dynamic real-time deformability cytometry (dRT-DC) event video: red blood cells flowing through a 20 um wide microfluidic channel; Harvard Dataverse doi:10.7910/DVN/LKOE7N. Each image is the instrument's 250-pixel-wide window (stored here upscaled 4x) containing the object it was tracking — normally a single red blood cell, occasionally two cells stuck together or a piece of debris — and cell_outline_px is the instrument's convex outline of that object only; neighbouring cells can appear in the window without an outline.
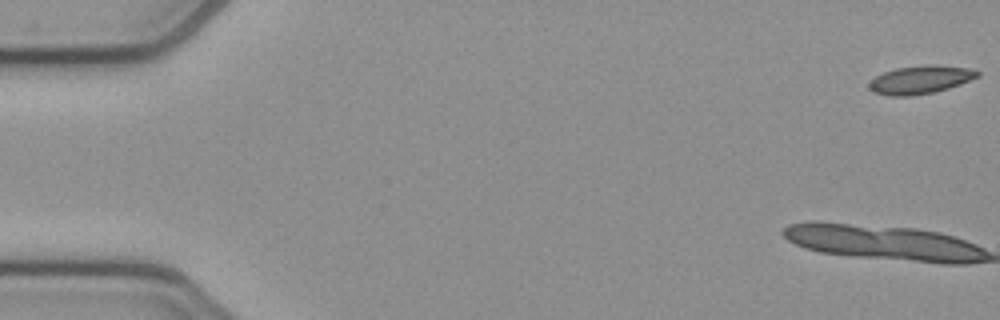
{"species": "common noctule bat (a hibernating species)", "species_latin": "Nyctalus noctula", "temperature_condition": "cold", "stored_images_in_passage": 12, "camera_frame_rate_fps": 3000, "um_per_image_px": 0.085, "animal": {"sex": "female", "body_mass_g": 21.9}, "frame": {"image": 1, "passage_image": 1, "time_ms": 0.0, "image_size_px": [1000, 320], "cell_outline_px": [[980, 76], [960, 84], [936, 92], [908, 96], [888, 96], [876, 92], [868, 88], [868, 84], [876, 76], [884, 72], [896, 68], [932, 64], [936, 64], [968, 68], [980, 72]], "centroid_in_image_um": [78.25, 6.77], "position_along_channel_um": 6.8, "area_um2": 17.74}}